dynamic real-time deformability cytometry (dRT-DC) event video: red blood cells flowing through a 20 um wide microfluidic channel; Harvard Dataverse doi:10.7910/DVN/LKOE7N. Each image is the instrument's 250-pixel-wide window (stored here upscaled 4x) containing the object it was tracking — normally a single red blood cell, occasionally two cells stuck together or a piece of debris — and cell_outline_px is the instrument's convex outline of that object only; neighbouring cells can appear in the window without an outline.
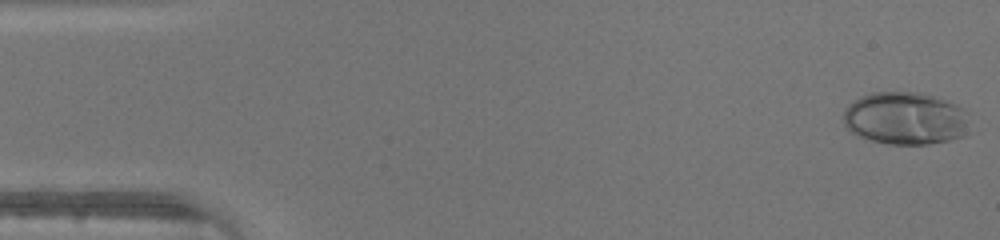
{"species": "human", "species_latin": "Homo sapiens", "temperature_condition": "warm", "stored_images_in_passage": 36, "camera_frame_rate_fps": 3000, "um_per_image_px": 0.085, "donor": {"sex": "male"}, "frame": {"image": 1, "passage_image": 1, "time_ms": 0.0, "image_size_px": [1000, 240], "cell_outline_px": [[968, 136], [928, 144], [888, 144], [872, 140], [860, 136], [852, 132], [844, 124], [844, 112], [848, 104], [852, 100], [860, 96], [872, 92], [916, 92], [932, 96], [956, 104], [968, 112]], "centroid_in_image_um": [76.98, 10.06], "position_along_channel_um": 8.0, "area_um2": 38.9}}
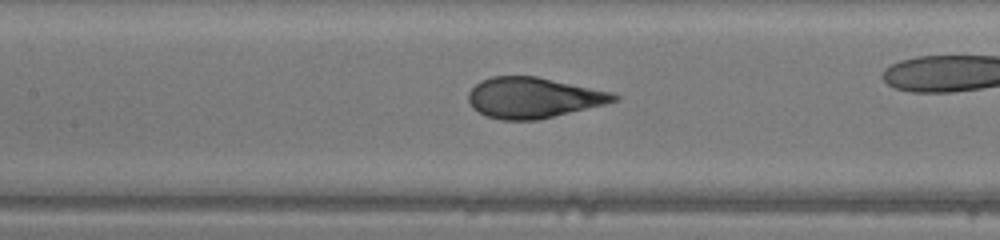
{"frame": {"image": 2, "passage_image": 21, "time_ms": 6.667, "image_size_px": [1000, 240], "cell_outline_px": [[620, 100], [604, 104], [536, 120], [500, 120], [484, 116], [472, 108], [468, 100], [468, 92], [480, 80], [492, 76], [536, 76], [612, 92], [620, 96]], "centroid_in_image_um": [45.29, 8.3], "position_along_channel_um": 162.1, "area_um2": 34.45}}
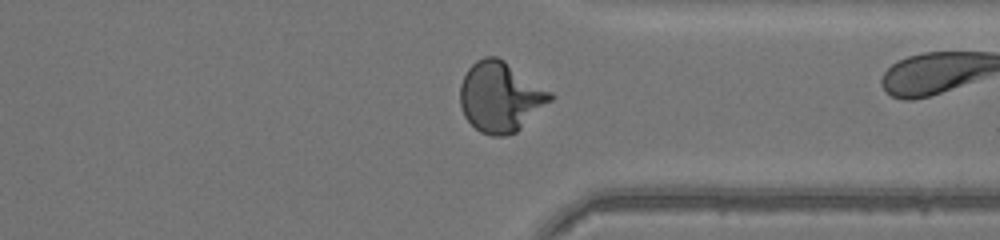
{"frame": {"image": 3, "passage_image": 35, "time_ms": 11.333, "image_size_px": [1000, 240], "cell_outline_px": [[556, 96], [552, 100], [516, 132], [504, 136], [492, 136], [480, 132], [464, 116], [460, 104], [460, 84], [468, 68], [476, 60], [484, 56], [496, 56], [504, 60], [552, 92]], "centroid_in_image_um": [42.53, 8.23], "position_along_channel_um": 368.9, "area_um2": 36.82}}